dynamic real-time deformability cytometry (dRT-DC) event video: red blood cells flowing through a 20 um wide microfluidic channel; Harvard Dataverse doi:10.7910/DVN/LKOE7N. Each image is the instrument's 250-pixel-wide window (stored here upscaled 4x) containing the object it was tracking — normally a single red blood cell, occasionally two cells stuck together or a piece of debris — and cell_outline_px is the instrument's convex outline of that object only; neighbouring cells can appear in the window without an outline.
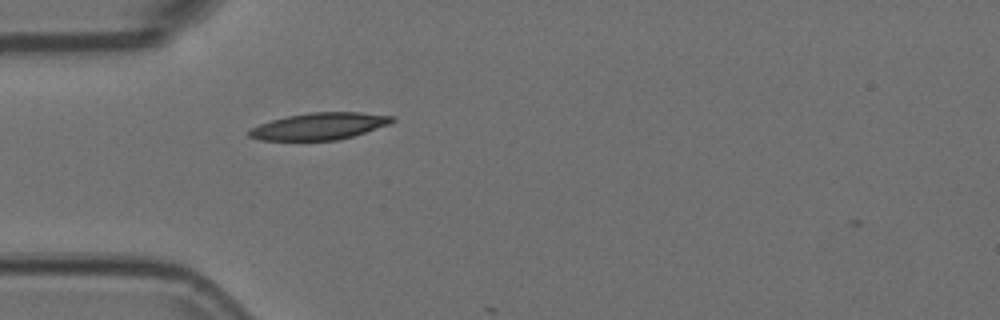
{"species": "Egyptian fruit bat (a non-hibernating species)", "species_latin": "Rousettus aegyptiacus", "temperature_condition": "room temperature", "stored_images_in_passage": 4, "camera_frame_rate_fps": 3000, "um_per_image_px": 0.085, "animal": {"sex": "female"}, "frame": {"image": 1, "passage_image": 2, "time_ms": 0.333, "image_size_px": [1000, 320], "cell_outline_px": [[396, 120], [388, 124], [352, 136], [336, 140], [260, 140], [248, 136], [248, 132], [252, 128], [260, 124], [272, 120], [288, 116], [308, 112], [360, 112], [392, 116]], "centroid_in_image_um": [27.13, 10.72], "position_along_channel_um": 57.9, "area_um2": 22.08}}